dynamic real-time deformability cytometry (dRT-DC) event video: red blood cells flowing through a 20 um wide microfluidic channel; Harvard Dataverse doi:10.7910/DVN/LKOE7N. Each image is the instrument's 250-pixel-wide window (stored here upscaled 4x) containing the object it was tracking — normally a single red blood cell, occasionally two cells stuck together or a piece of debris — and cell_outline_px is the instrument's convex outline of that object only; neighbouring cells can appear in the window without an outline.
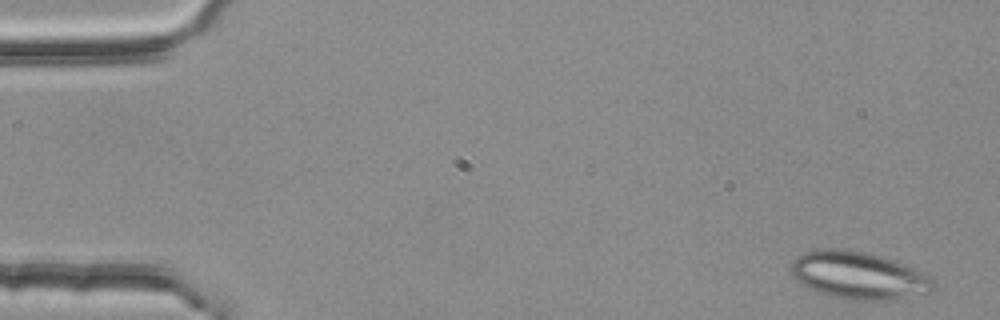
{"species": "common noctule bat (a hibernating species)", "species_latin": "Nyctalus noctula", "temperature_condition": "room temperature", "stored_images_in_passage": 3, "camera_frame_rate_fps": 3000, "um_per_image_px": 0.085, "animal": {"sex": "female", "body_mass_g": 25.1}, "frame": {"image": 1, "passage_image": 1, "time_ms": 0.0, "image_size_px": [1000, 320], "cell_outline_px": [[936, 288], [932, 292], [924, 296], [888, 300], [848, 300], [832, 296], [808, 288], [800, 284], [792, 276], [792, 260], [796, 256], [804, 252], [816, 248], [844, 248], [864, 252], [880, 256], [904, 264], [932, 276], [936, 284]], "centroid_in_image_um": [73.03, 23.42], "position_along_channel_um": 12.0, "area_um2": 40.11}}